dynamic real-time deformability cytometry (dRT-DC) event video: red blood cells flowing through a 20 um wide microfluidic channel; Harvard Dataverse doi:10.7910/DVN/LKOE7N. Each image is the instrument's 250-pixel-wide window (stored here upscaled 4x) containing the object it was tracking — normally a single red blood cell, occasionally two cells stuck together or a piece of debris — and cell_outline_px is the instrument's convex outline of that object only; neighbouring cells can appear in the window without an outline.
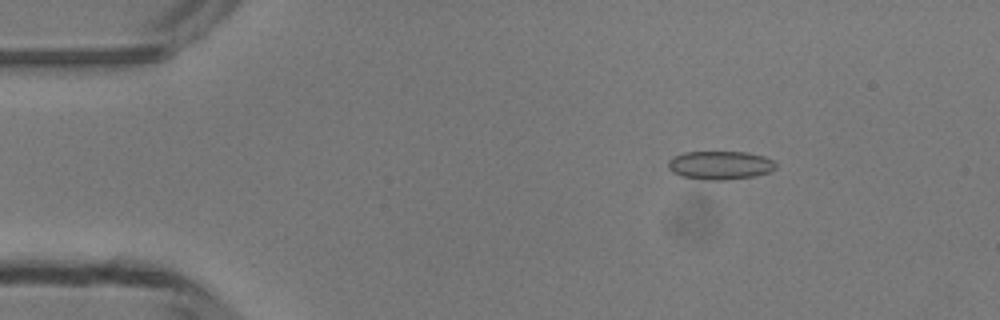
{"species": "common noctule bat (a hibernating species)", "species_latin": "Nyctalus noctula", "temperature_condition": "room temperature", "stored_images_in_passage": 50, "camera_frame_rate_fps": 3000, "um_per_image_px": 0.085, "animal": {"sex": "male", "body_mass_g": 13.3}, "frame": {"image": 1, "passage_image": 8, "time_ms": 2.333, "image_size_px": [1000, 320], "cell_outline_px": [[776, 168], [768, 172], [752, 176], [724, 180], [704, 180], [680, 176], [672, 172], [668, 168], [668, 160], [672, 156], [684, 152], [748, 152], [764, 156], [772, 160], [776, 164]], "centroid_in_image_um": [61.16, 14.04], "position_along_channel_um": 23.8, "area_um2": 17.98}}
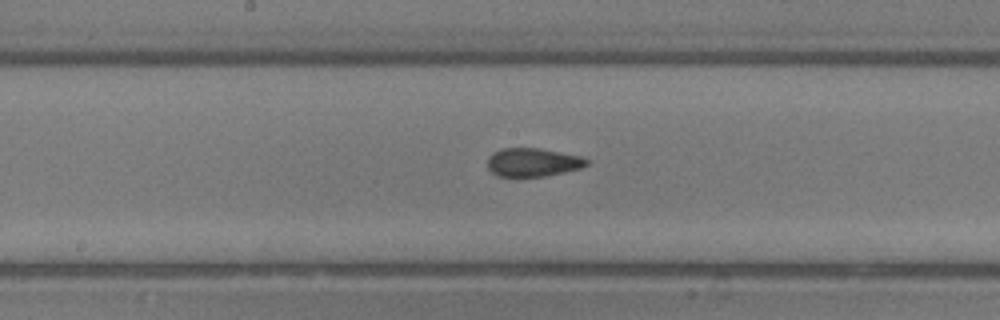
{"frame": {"image": 2, "passage_image": 26, "time_ms": 8.333, "image_size_px": [1000, 320], "cell_outline_px": [[588, 164], [580, 168], [548, 176], [516, 180], [496, 176], [488, 168], [488, 156], [492, 152], [504, 148], [540, 148], [580, 156], [588, 160]], "centroid_in_image_um": [45.22, 13.85], "position_along_channel_um": 203.0, "area_um2": 17.17}}
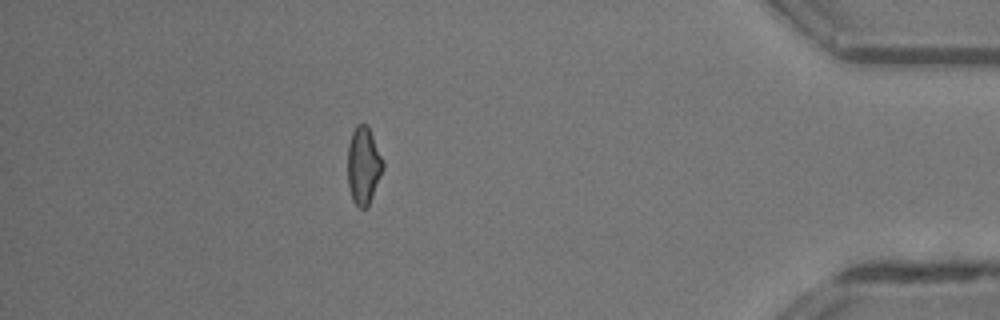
{"frame": {"image": 3, "passage_image": 44, "time_ms": 14.333, "image_size_px": [1000, 320], "cell_outline_px": [[384, 168], [368, 208], [360, 208], [352, 200], [348, 184], [348, 144], [352, 132], [356, 124], [368, 124], [384, 160]], "centroid_in_image_um": [30.91, 14.06], "position_along_channel_um": 404.3, "area_um2": 16.24}, "authors_computed_cell_mechanics": {"area_um2": 16.762, "velocity_mm_per_s": 4.1781, "shape_relaxation_time_tau1_ms": null, "shape_relaxation_time_tau2_ms": 2.4629, "deformation_change_tau1": null, "deformation_change_tau2": 0.0914}}